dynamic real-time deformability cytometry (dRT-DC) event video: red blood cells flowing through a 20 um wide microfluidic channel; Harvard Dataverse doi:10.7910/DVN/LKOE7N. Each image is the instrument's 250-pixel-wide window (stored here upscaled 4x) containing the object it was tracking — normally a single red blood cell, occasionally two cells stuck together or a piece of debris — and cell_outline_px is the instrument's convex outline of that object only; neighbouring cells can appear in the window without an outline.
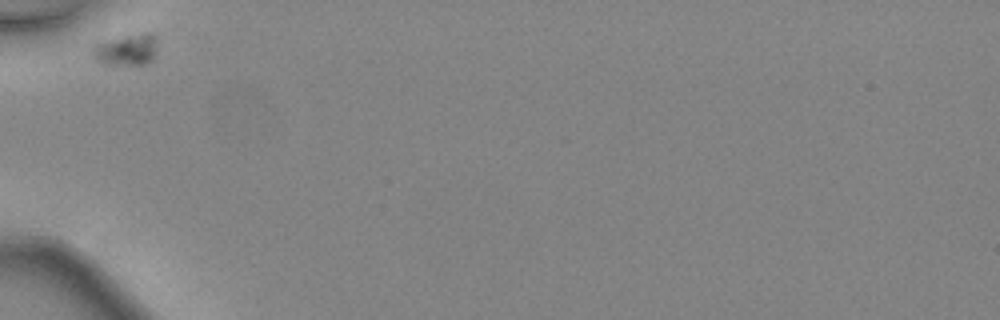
{"species": "common noctule bat (a hibernating species)", "species_latin": "Nyctalus noctula", "temperature_condition": "warm", "stored_images_in_passage": 26, "camera_frame_rate_fps": 3000, "um_per_image_px": 0.085, "animal": {"sex": "female", "body_mass_g": 24.6, "forearm_length_mm": 56.2}, "frame": {"image": 1, "passage_image": 1, "time_ms": 0.0, "image_size_px": [1000, 320], "cell_outline_px": [[156, 52], [152, 60], [148, 64], [100, 64], [96, 60], [92, 52], [92, 48], [96, 44], [104, 40], [120, 36], [144, 32], [152, 32], [156, 36]], "centroid_in_image_um": [10.76, 4.2], "position_along_channel_um": 74.2, "area_um2": 12.14}}
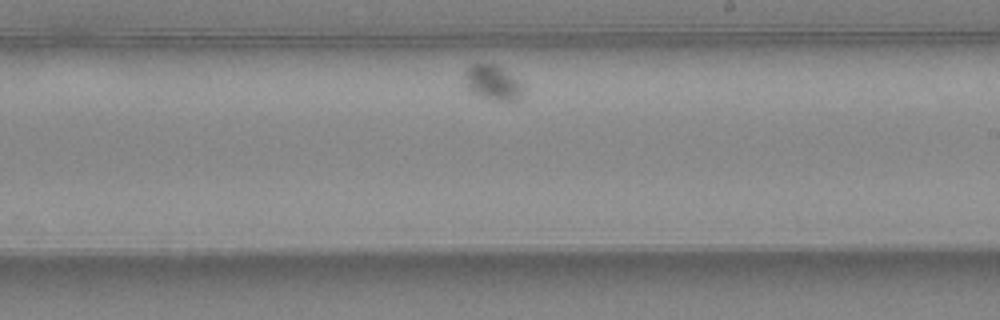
{"frame": {"image": 2, "passage_image": 15, "time_ms": 4.667, "image_size_px": [1000, 320], "cell_outline_px": [[524, 92], [520, 100], [488, 100], [468, 92], [464, 84], [464, 72], [472, 64], [496, 64], [516, 76], [524, 84]], "centroid_in_image_um": [41.9, 7.04], "position_along_channel_um": 247.1, "area_um2": 12.54}}
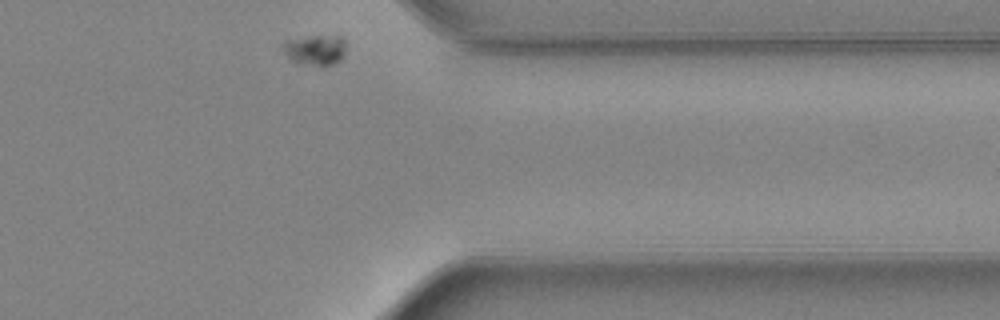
{"frame": {"image": 3, "passage_image": 26, "time_ms": 8.333, "image_size_px": [1000, 320], "cell_outline_px": [[344, 52], [340, 60], [324, 68], [296, 64], [284, 52], [284, 40], [312, 36], [344, 36]], "centroid_in_image_um": [26.8, 4.28], "position_along_channel_um": 384.6, "area_um2": 11.39}}